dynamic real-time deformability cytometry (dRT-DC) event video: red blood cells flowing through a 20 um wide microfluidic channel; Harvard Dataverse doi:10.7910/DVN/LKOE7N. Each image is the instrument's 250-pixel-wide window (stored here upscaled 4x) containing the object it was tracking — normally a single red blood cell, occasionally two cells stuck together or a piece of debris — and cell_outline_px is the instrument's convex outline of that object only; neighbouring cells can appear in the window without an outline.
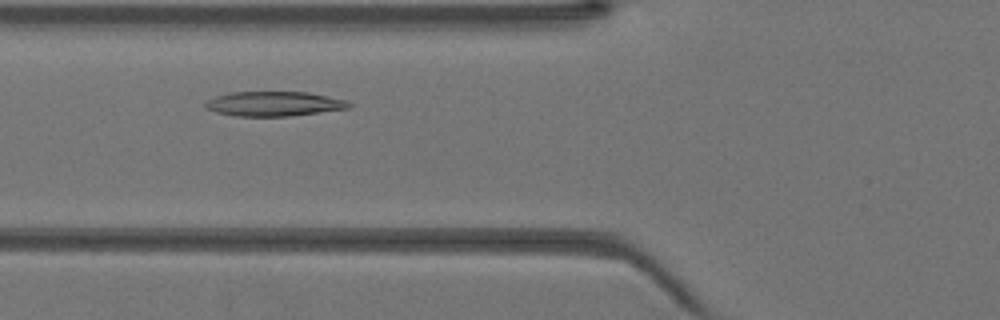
{"species": "Egyptian fruit bat (a non-hibernating species)", "species_latin": "Rousettus aegyptiacus", "temperature_condition": "warm", "stored_images_in_passage": 34, "camera_frame_rate_fps": 3000, "um_per_image_px": 0.085, "animal": {"sex": "female"}, "frame": {"image": 1, "passage_image": 7, "time_ms": 2.0, "image_size_px": [1000, 320], "cell_outline_px": [[352, 108], [292, 116], [236, 116], [216, 112], [204, 108], [204, 104], [208, 100], [216, 96], [232, 92], [308, 92], [328, 96], [344, 100], [352, 104]], "centroid_in_image_um": [23.31, 8.83], "position_along_channel_um": 102.5, "area_um2": 20.69}}
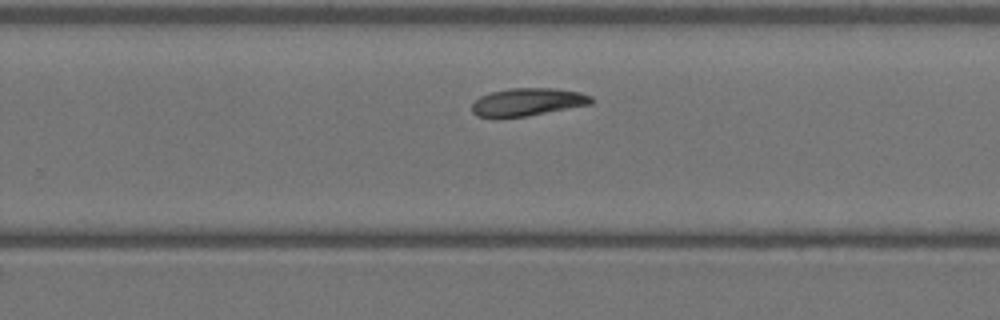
{"frame": {"image": 2, "passage_image": 19, "time_ms": 6.0, "image_size_px": [1000, 320], "cell_outline_px": [[592, 104], [528, 116], [496, 120], [476, 116], [472, 112], [472, 104], [480, 96], [492, 92], [508, 88], [556, 88], [580, 92], [592, 96]], "centroid_in_image_um": [44.8, 8.7], "position_along_channel_um": 285.0, "area_um2": 19.88}}
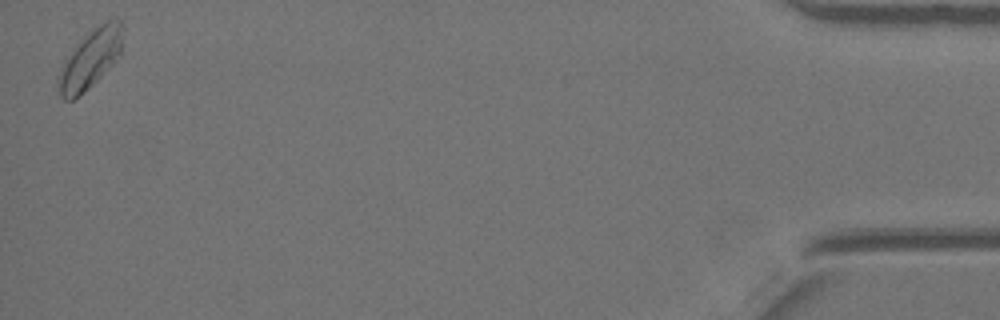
{"frame": {"image": 3, "passage_image": 34, "time_ms": 11.0, "image_size_px": [1000, 320], "cell_outline_px": [[124, 28], [120, 52], [112, 64], [84, 92], [72, 100], [64, 100], [60, 96], [56, 80], [56, 76], [60, 68], [72, 48], [100, 24], [108, 20], [120, 20]], "centroid_in_image_um": [7.64, 5.04], "position_along_channel_um": 427.6, "area_um2": 21.68}}